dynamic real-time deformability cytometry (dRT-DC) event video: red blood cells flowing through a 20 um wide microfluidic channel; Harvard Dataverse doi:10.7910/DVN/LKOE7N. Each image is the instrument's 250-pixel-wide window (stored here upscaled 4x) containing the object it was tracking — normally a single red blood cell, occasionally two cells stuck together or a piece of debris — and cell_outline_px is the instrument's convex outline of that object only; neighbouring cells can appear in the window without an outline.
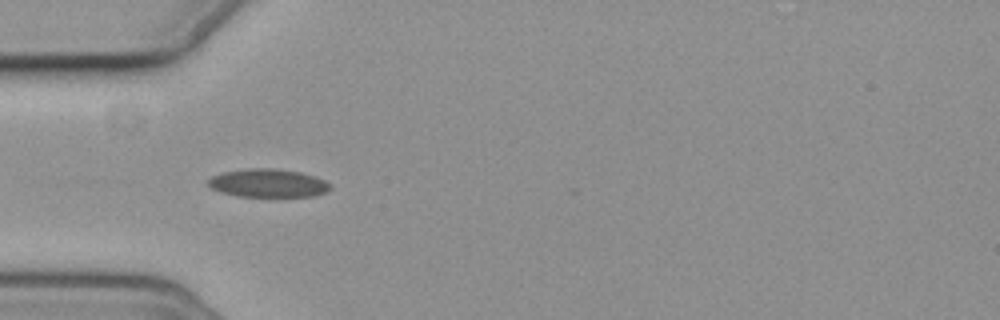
{"species": "common noctule bat (a hibernating species)", "species_latin": "Nyctalus noctula", "temperature_condition": "cold", "stored_images_in_passage": 34, "camera_frame_rate_fps": 3000, "um_per_image_px": 0.085, "animal": {"sex": "female", "body_mass_g": 19.3, "forearm_length_mm": 54.1}, "frame": {"image": 1, "passage_image": 1, "time_ms": 0.0, "image_size_px": [1000, 320], "cell_outline_px": [[332, 188], [324, 192], [312, 196], [236, 196], [220, 192], [212, 188], [208, 184], [208, 180], [212, 176], [224, 172], [248, 168], [276, 168], [300, 172], [324, 180], [332, 184]], "centroid_in_image_um": [22.78, 15.56], "position_along_channel_um": 62.2, "area_um2": 20.0}}
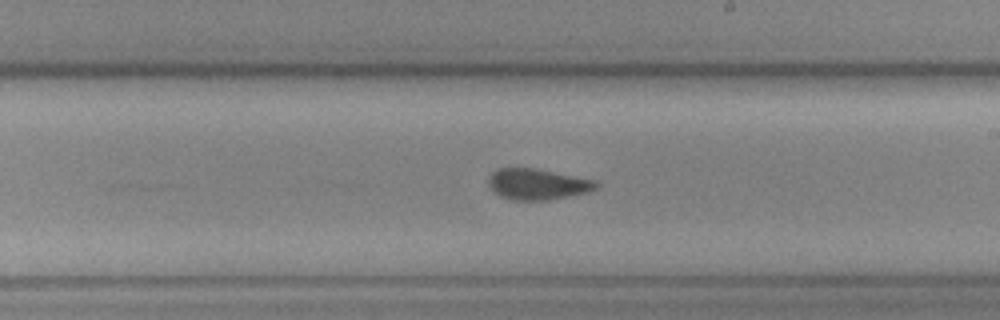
{"frame": {"image": 2, "passage_image": 16, "time_ms": 5.0, "image_size_px": [1000, 320], "cell_outline_px": [[600, 184], [596, 188], [588, 192], [548, 200], [512, 200], [500, 196], [488, 184], [488, 176], [492, 172], [500, 168], [532, 168], [596, 180]], "centroid_in_image_um": [45.68, 15.66], "position_along_channel_um": 243.3, "area_um2": 19.25}}
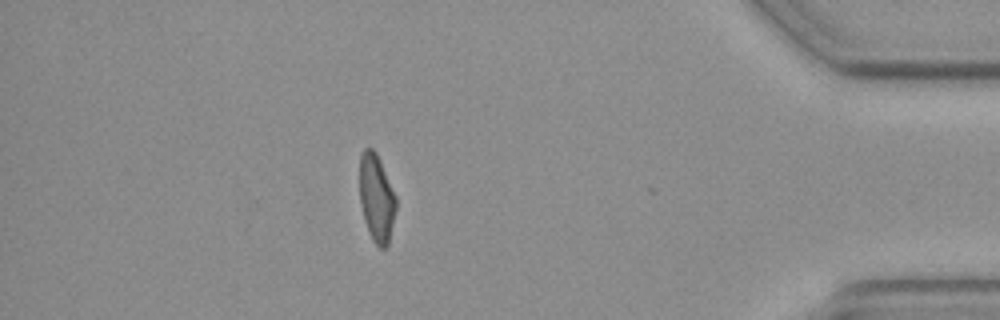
{"frame": {"image": 3, "passage_image": 33, "time_ms": 10.667, "image_size_px": [1000, 320], "cell_outline_px": [[396, 208], [388, 244], [384, 248], [380, 248], [372, 240], [368, 232], [364, 220], [360, 204], [360, 152], [364, 148], [372, 148], [376, 152], [380, 160], [396, 196]], "centroid_in_image_um": [31.99, 16.82], "position_along_channel_um": 403.2, "area_um2": 18.61}, "authors_computed_cell_mechanics": {"area_um2": 19.3919, "velocity_mm_per_s": 3.6659, "shape_relaxation_time_tau1_ms": null, "shape_relaxation_time_tau2_ms": 3.1414, "deformation_change_tau1": null, "deformation_change_tau2": 0.1015}}